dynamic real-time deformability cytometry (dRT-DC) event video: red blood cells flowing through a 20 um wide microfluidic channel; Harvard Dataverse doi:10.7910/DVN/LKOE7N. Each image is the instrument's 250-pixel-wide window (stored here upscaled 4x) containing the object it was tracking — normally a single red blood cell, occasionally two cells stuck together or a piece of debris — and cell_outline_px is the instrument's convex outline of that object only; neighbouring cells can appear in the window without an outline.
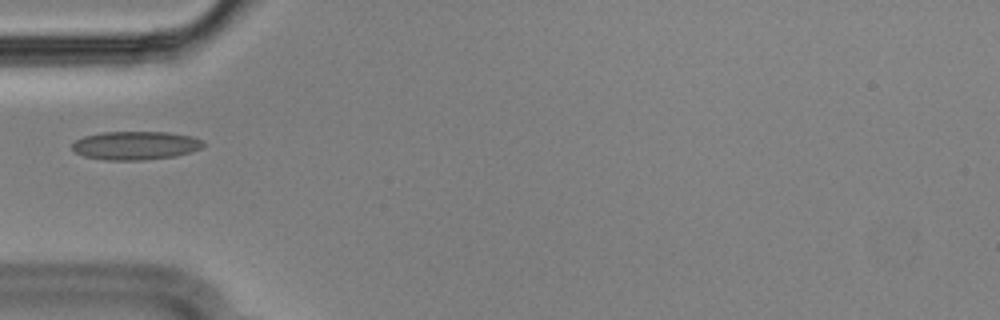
{"species": "Egyptian fruit bat (a non-hibernating species)", "species_latin": "Rousettus aegyptiacus", "temperature_condition": "cold", "stored_images_in_passage": 39, "camera_frame_rate_fps": 3000, "um_per_image_px": 0.085, "animal": {"sex": "male"}, "frame": {"image": 1, "passage_image": 1, "time_ms": 0.0, "image_size_px": [1000, 320], "cell_outline_px": [[204, 144], [200, 148], [192, 152], [176, 156], [144, 160], [104, 160], [84, 156], [76, 152], [72, 148], [72, 144], [76, 140], [84, 136], [100, 132], [168, 132], [192, 136], [204, 140]], "centroid_in_image_um": [11.54, 12.36], "position_along_channel_um": 73.5, "area_um2": 21.91}}
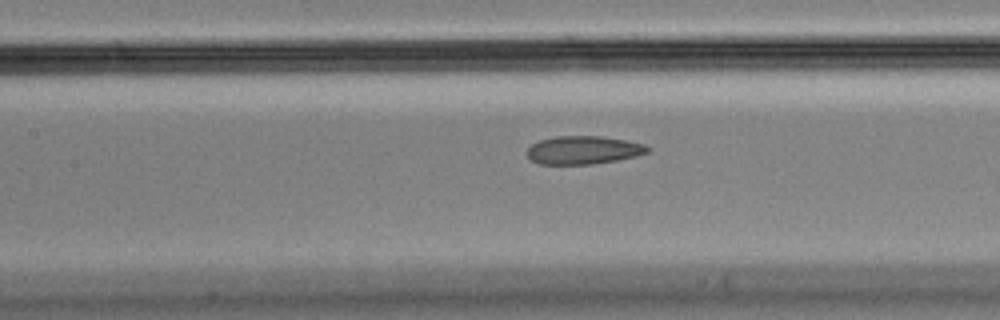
{"frame": {"image": 2, "passage_image": 8, "time_ms": 2.333, "image_size_px": [1000, 320], "cell_outline_px": [[652, 148], [648, 152], [636, 156], [616, 160], [592, 164], [540, 164], [528, 160], [524, 152], [532, 144], [540, 140], [556, 136], [600, 136], [624, 140], [644, 144]], "centroid_in_image_um": [49.53, 12.76], "position_along_channel_um": 157.9, "area_um2": 19.94}}
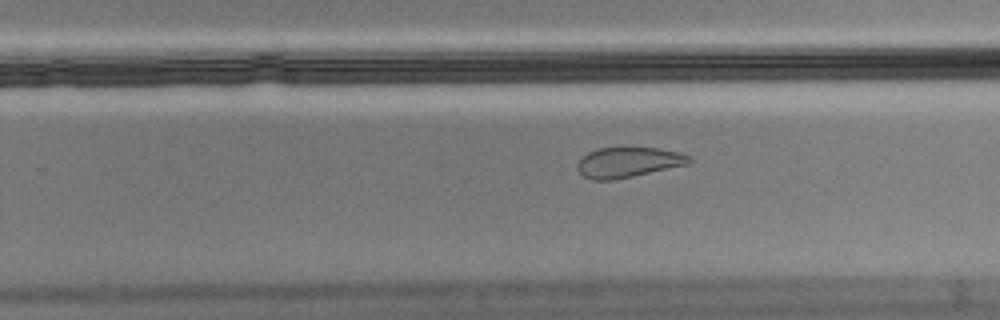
{"frame": {"image": 3, "passage_image": 18, "time_ms": 5.667, "image_size_px": [1000, 320], "cell_outline_px": [[692, 160], [688, 164], [632, 176], [612, 180], [592, 180], [584, 176], [576, 168], [576, 164], [588, 152], [600, 148], [660, 148], [680, 152], [692, 156]], "centroid_in_image_um": [53.42, 13.79], "position_along_channel_um": 276.4, "area_um2": 19.54}}